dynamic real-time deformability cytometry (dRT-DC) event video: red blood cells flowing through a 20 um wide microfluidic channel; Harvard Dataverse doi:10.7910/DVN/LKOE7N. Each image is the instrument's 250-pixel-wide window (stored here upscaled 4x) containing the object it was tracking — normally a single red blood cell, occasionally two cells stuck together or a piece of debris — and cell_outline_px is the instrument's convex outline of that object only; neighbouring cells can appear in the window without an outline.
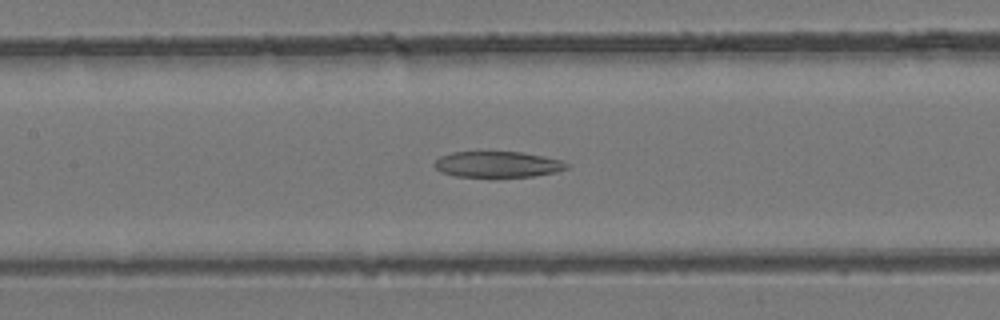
{"species": "common noctule bat (a hibernating species)", "species_latin": "Nyctalus noctula", "temperature_condition": "room temperature", "stored_images_in_passage": 42, "camera_frame_rate_fps": 3000, "um_per_image_px": 0.085, "animal": {"sex": "female", "body_mass_g": 24.6, "forearm_length_mm": 56.2}, "frame": {"image": 1, "passage_image": 20, "time_ms": 6.333, "image_size_px": [1000, 320], "cell_outline_px": [[572, 164], [568, 168], [556, 172], [532, 176], [496, 180], [456, 176], [440, 172], [432, 164], [440, 156], [452, 152], [520, 152], [544, 156], [560, 160]], "centroid_in_image_um": [42.29, 14.02], "position_along_channel_um": 165.1, "area_um2": 20.98}}
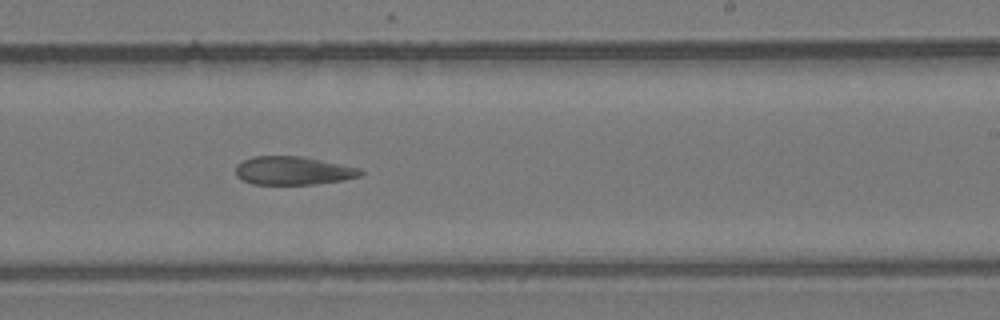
{"frame": {"image": 2, "passage_image": 26, "time_ms": 8.333, "image_size_px": [1000, 320], "cell_outline_px": [[364, 172], [360, 176], [344, 180], [312, 184], [252, 184], [236, 176], [236, 164], [252, 156], [300, 156], [360, 168]], "centroid_in_image_um": [24.9, 14.5], "position_along_channel_um": 264.1, "area_um2": 20.52}}
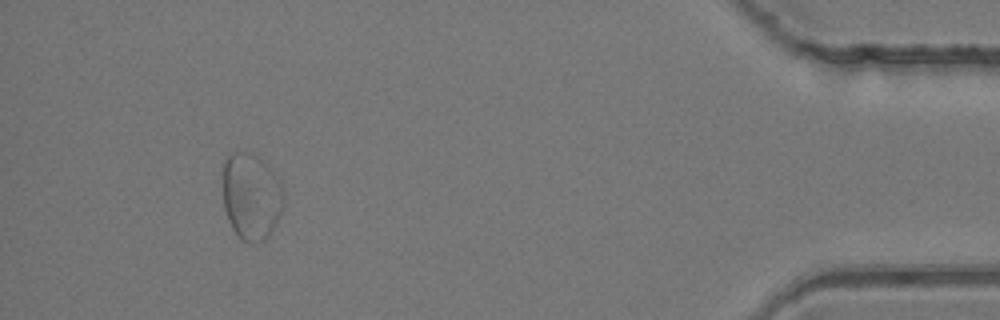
{"frame": {"image": 3, "passage_image": 39, "time_ms": 12.667, "image_size_px": [1000, 320], "cell_outline_px": [[284, 204], [280, 216], [268, 236], [264, 240], [244, 240], [232, 228], [228, 220], [224, 208], [224, 160], [232, 152], [252, 152], [268, 164], [272, 168], [280, 180], [284, 192]], "centroid_in_image_um": [21.39, 16.63], "position_along_channel_um": 413.8, "area_um2": 30.69}}